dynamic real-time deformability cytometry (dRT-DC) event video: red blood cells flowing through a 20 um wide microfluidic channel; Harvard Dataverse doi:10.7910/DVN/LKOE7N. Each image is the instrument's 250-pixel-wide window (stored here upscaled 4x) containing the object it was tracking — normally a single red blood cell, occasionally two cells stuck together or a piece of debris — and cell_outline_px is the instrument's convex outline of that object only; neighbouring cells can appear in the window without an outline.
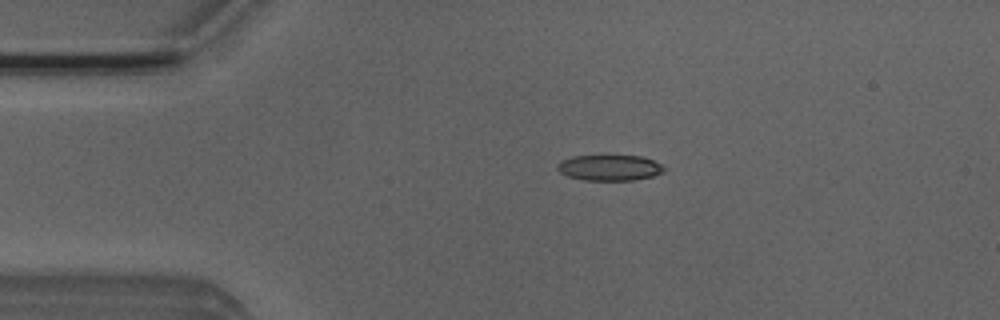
{"species": "Egyptian fruit bat (a non-hibernating species)", "species_latin": "Rousettus aegyptiacus", "temperature_condition": "room temperature", "stored_images_in_passage": 4, "camera_frame_rate_fps": 3000, "um_per_image_px": 0.085, "animal": {"sex": "male"}, "frame": {"image": 1, "passage_image": 3, "time_ms": 0.667, "image_size_px": [1000, 320], "cell_outline_px": [[664, 172], [652, 176], [632, 180], [584, 180], [568, 176], [560, 172], [556, 168], [556, 164], [572, 156], [640, 156], [652, 160], [660, 164], [664, 168]], "centroid_in_image_um": [51.79, 14.26], "position_along_channel_um": 33.2, "area_um2": 15.78}}